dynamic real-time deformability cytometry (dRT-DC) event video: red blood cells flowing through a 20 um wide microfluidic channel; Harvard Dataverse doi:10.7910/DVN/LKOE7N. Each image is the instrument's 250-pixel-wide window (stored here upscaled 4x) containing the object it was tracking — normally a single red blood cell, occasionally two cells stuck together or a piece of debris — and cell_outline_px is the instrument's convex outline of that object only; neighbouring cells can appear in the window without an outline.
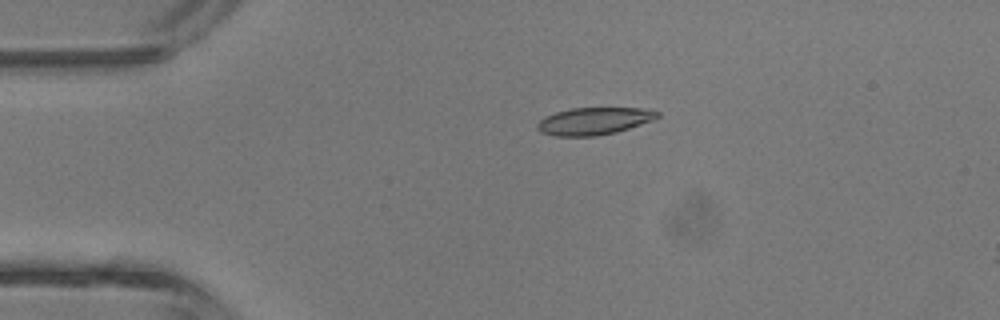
{"species": "common noctule bat (a hibernating species)", "species_latin": "Nyctalus noctula", "temperature_condition": "room temperature", "stored_images_in_passage": 5, "camera_frame_rate_fps": 3000, "um_per_image_px": 0.085, "animal": {"sex": "male", "body_mass_g": 13.3}, "frame": {"image": 1, "passage_image": 3, "time_ms": 2.333, "image_size_px": [1000, 320], "cell_outline_px": [[660, 116], [652, 120], [616, 132], [592, 136], [556, 136], [544, 132], [536, 128], [536, 124], [544, 116], [556, 112], [572, 108], [644, 108], [660, 112]], "centroid_in_image_um": [50.48, 10.28], "position_along_channel_um": 34.5, "area_um2": 18.9}}